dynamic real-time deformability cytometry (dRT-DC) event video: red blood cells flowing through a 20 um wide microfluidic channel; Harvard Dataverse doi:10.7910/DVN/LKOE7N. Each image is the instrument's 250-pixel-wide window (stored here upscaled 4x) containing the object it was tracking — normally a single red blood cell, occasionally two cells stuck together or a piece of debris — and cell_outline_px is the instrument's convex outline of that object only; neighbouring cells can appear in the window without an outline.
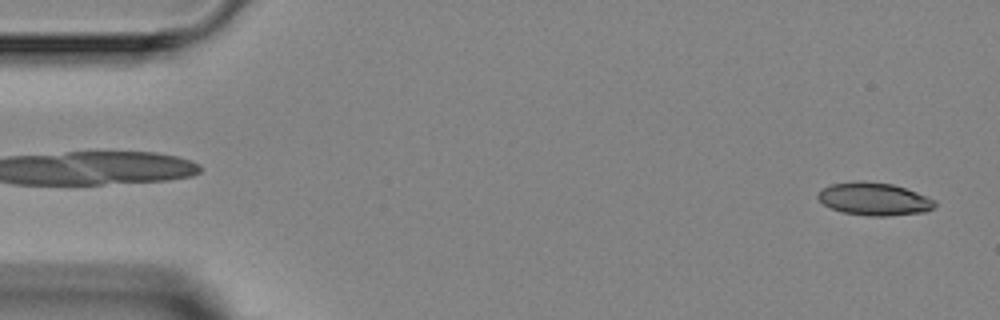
{"species": "Egyptian fruit bat (a non-hibernating species)", "species_latin": "Rousettus aegyptiacus", "temperature_condition": "room temperature", "stored_images_in_passage": 5, "segment_of_instrument_passage": [2, 2], "camera_frame_rate_fps": 3000, "um_per_image_px": 0.085, "animal": {"sex": "female"}, "frame": {"image": 1, "passage_image": 5, "time_ms": 4.667, "image_size_px": [1000, 320], "cell_outline_px": [[936, 204], [932, 208], [924, 212], [888, 216], [868, 216], [844, 212], [832, 208], [824, 204], [816, 196], [828, 184], [852, 180], [864, 180], [892, 184], [916, 192], [936, 200]], "centroid_in_image_um": [74.29, 16.9], "position_along_channel_um": 10.7, "area_um2": 22.37}}